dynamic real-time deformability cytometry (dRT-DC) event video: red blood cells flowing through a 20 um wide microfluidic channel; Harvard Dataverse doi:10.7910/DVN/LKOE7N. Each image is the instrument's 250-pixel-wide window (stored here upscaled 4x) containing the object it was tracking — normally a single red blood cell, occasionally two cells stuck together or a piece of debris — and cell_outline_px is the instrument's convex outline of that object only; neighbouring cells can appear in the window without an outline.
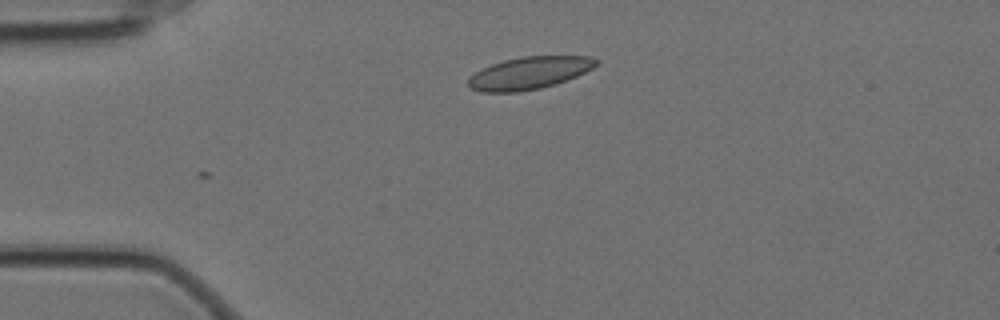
{"species": "Egyptian fruit bat (a non-hibernating species)", "species_latin": "Rousettus aegyptiacus", "temperature_condition": "cold", "stored_images_in_passage": 4, "camera_frame_rate_fps": 3000, "um_per_image_px": 0.085, "animal": {"sex": "female"}, "frame": {"image": 1, "passage_image": 1, "time_ms": 0.0, "image_size_px": [1000, 320], "cell_outline_px": [[600, 64], [576, 76], [556, 84], [540, 88], [516, 92], [480, 92], [472, 88], [468, 84], [468, 80], [476, 72], [492, 64], [504, 60], [520, 56], [588, 56], [600, 60]], "centroid_in_image_um": [45.03, 6.2], "position_along_channel_um": 40.0, "area_um2": 23.99}}